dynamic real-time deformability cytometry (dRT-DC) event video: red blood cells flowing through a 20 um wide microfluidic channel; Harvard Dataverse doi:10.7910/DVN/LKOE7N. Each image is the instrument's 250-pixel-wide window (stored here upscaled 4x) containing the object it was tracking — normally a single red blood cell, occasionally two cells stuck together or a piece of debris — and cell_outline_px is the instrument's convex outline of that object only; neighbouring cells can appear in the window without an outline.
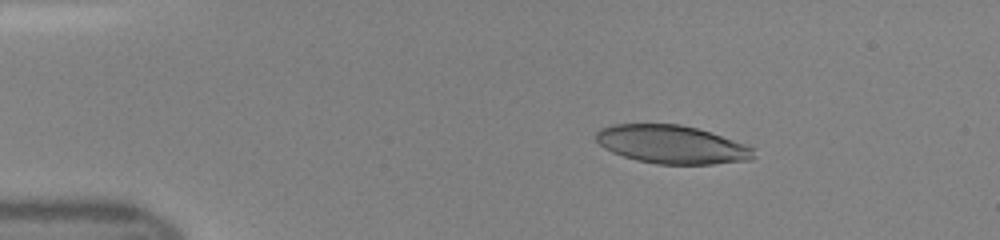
{"species": "human", "species_latin": "Homo sapiens", "temperature_condition": "room temperature", "stored_images_in_passage": 33, "camera_frame_rate_fps": 3000, "um_per_image_px": 0.085, "donor": {"sex": "female"}, "frame": {"image": 1, "passage_image": 1, "time_ms": 0.0, "image_size_px": [1000, 240], "cell_outline_px": [[756, 156], [752, 160], [712, 164], [656, 164], [636, 160], [612, 152], [604, 148], [596, 140], [596, 132], [600, 128], [612, 124], [680, 124], [696, 128], [744, 144], [752, 148]], "centroid_in_image_um": [57.07, 12.28], "position_along_channel_um": 27.9, "area_um2": 35.03}}
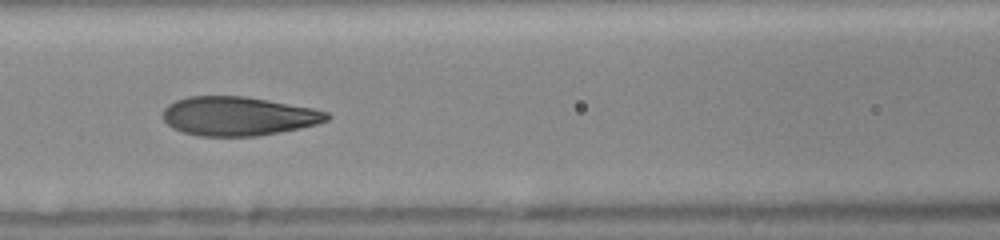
{"frame": {"image": 2, "passage_image": 14, "time_ms": 4.333, "image_size_px": [1000, 240], "cell_outline_px": [[332, 116], [328, 120], [316, 124], [300, 128], [280, 132], [256, 136], [196, 136], [172, 128], [164, 120], [164, 108], [168, 104], [176, 100], [188, 96], [244, 96], [312, 108], [328, 112]], "centroid_in_image_um": [20.24, 9.87], "position_along_channel_um": 146.4, "area_um2": 37.17}}
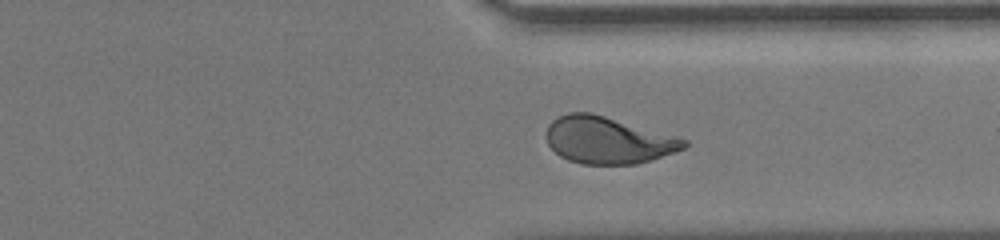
{"frame": {"image": 3, "passage_image": 29, "time_ms": 9.333, "image_size_px": [1000, 240], "cell_outline_px": [[688, 144], [684, 148], [652, 160], [636, 164], [580, 164], [568, 160], [560, 156], [548, 144], [544, 136], [548, 124], [556, 116], [568, 112], [592, 112], [688, 140]], "centroid_in_image_um": [51.61, 11.91], "position_along_channel_um": 359.8, "area_um2": 37.74}}